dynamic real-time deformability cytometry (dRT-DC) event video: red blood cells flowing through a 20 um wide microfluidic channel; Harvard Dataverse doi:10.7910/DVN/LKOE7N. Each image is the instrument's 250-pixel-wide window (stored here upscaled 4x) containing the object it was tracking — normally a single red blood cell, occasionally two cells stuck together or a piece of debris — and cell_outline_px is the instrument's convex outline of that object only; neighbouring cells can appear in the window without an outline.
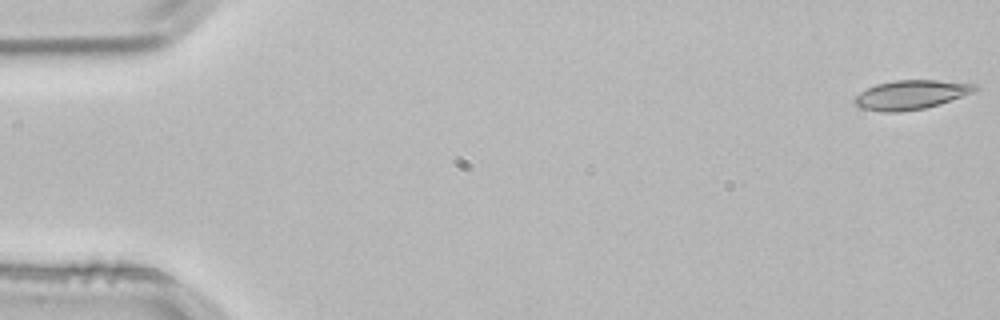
{"species": "common noctule bat (a hibernating species)", "species_latin": "Nyctalus noctula", "temperature_condition": "room temperature", "stored_images_in_passage": 53, "camera_frame_rate_fps": 3000, "um_per_image_px": 0.085, "animal": {"sex": "male", "body_mass_g": 21.5, "forearm_length_mm": 52.0}, "frame": {"image": 1, "passage_image": 1, "time_ms": 0.0, "image_size_px": [1000, 320], "cell_outline_px": [[980, 88], [972, 92], [940, 104], [924, 108], [900, 112], [880, 112], [860, 108], [852, 100], [860, 92], [876, 84], [896, 80], [936, 80], [976, 84]], "centroid_in_image_um": [77.4, 8.06], "position_along_channel_um": 7.6, "area_um2": 20.4}}
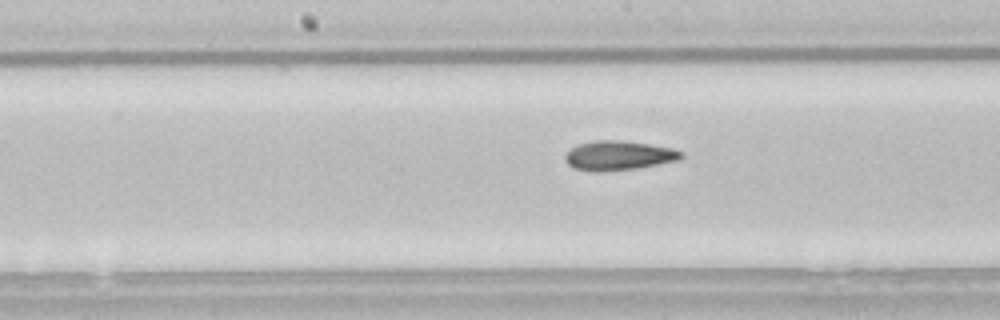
{"frame": {"image": 2, "passage_image": 27, "time_ms": 8.667, "image_size_px": [1000, 320], "cell_outline_px": [[684, 156], [680, 160], [636, 168], [600, 172], [596, 172], [572, 168], [564, 160], [564, 156], [576, 144], [596, 140], [616, 140], [648, 144], [672, 148], [680, 152]], "centroid_in_image_um": [52.54, 13.23], "position_along_channel_um": 195.7, "area_um2": 19.83}}
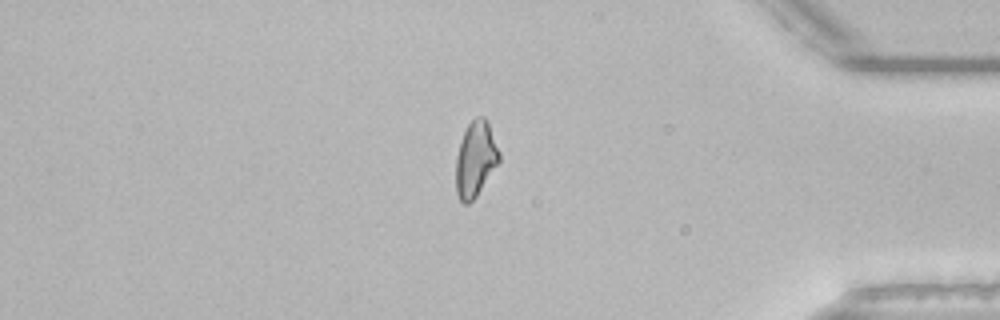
{"frame": {"image": 3, "passage_image": 45, "time_ms": 14.667, "image_size_px": [1000, 320], "cell_outline_px": [[500, 160], [476, 196], [468, 204], [464, 204], [460, 200], [456, 192], [456, 156], [460, 140], [468, 124], [476, 116], [484, 116], [488, 124], [500, 152]], "centroid_in_image_um": [40.4, 13.51], "position_along_channel_um": 394.8, "area_um2": 18.84}, "authors_computed_cell_mechanics": {"area_um2": 19.4208, "velocity_mm_per_s": 3.8319, "shape_relaxation_time_tau1_ms": null, "shape_relaxation_time_tau2_ms": 3.0592, "deformation_change_tau1": null, "deformation_change_tau2": 0.1004}}